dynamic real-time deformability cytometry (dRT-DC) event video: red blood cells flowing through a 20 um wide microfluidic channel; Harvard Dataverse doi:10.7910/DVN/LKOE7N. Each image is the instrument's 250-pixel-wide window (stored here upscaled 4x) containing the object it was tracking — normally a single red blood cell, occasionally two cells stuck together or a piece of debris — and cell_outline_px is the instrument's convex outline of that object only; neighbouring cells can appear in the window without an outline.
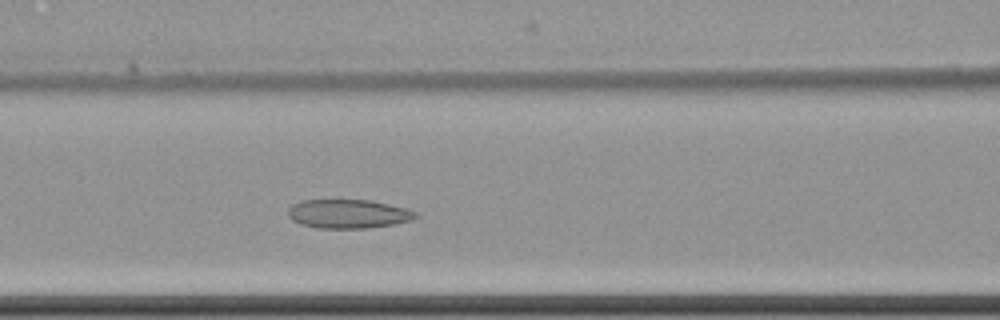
{"species": "common noctule bat (a hibernating species)", "species_latin": "Nyctalus noctula", "temperature_condition": "cold", "stored_images_in_passage": 4, "camera_frame_rate_fps": 3000, "um_per_image_px": 0.085, "animal": {"sex": "female", "body_mass_g": 22.7, "forearm_length_mm": 54.2}, "frame": {"image": 1, "passage_image": 4, "time_ms": 3.333, "image_size_px": [1000, 320], "cell_outline_px": [[420, 216], [412, 220], [396, 224], [368, 228], [316, 228], [300, 224], [292, 220], [288, 216], [288, 208], [292, 204], [304, 200], [368, 200], [408, 208], [416, 212]], "centroid_in_image_um": [29.62, 18.18], "position_along_channel_um": 137.0, "area_um2": 21.68}}